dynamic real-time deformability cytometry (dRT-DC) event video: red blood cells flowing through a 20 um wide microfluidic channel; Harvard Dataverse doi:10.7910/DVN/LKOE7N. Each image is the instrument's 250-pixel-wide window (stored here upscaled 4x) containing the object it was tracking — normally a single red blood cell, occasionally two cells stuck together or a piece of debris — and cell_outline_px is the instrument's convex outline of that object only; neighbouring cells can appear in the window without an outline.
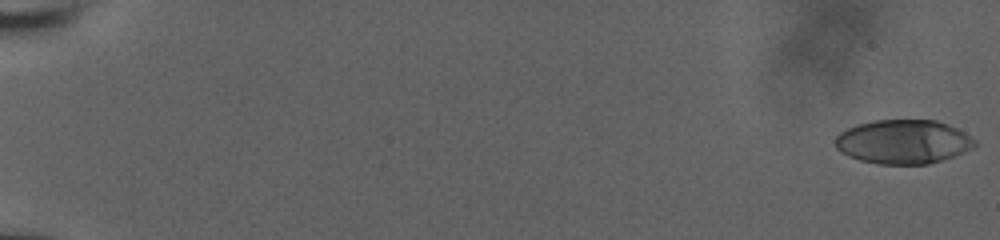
{"species": "human", "species_latin": "Homo sapiens", "temperature_condition": "room temperature", "stored_images_in_passage": 58, "camera_frame_rate_fps": 3000, "um_per_image_px": 0.085, "donor": {"sex": "male"}, "frame": {"image": 1, "passage_image": 1, "time_ms": 0.0, "image_size_px": [1000, 240], "cell_outline_px": [[976, 144], [972, 148], [964, 152], [928, 164], [876, 164], [860, 160], [848, 156], [840, 152], [836, 148], [836, 136], [840, 132], [856, 124], [872, 120], [936, 120], [956, 128], [964, 132], [976, 140]], "centroid_in_image_um": [76.75, 12.05], "position_along_channel_um": 8.3, "area_um2": 35.78}}
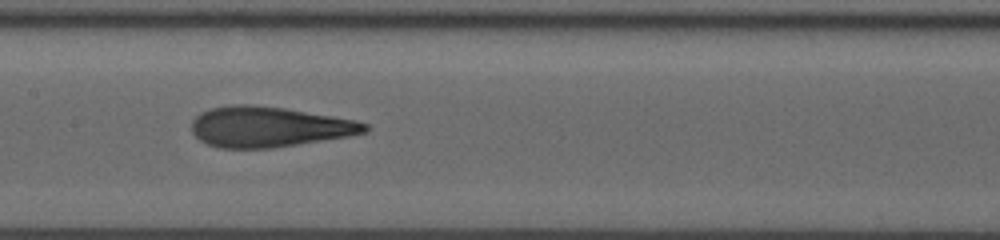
{"frame": {"image": 2, "passage_image": 32, "time_ms": 10.333, "image_size_px": [1000, 240], "cell_outline_px": [[368, 132], [348, 136], [272, 148], [220, 148], [208, 144], [200, 140], [192, 132], [192, 120], [200, 112], [212, 108], [228, 104], [248, 104], [284, 108], [356, 120], [368, 124]], "centroid_in_image_um": [22.84, 10.78], "position_along_channel_um": 184.6, "area_um2": 40.69}}
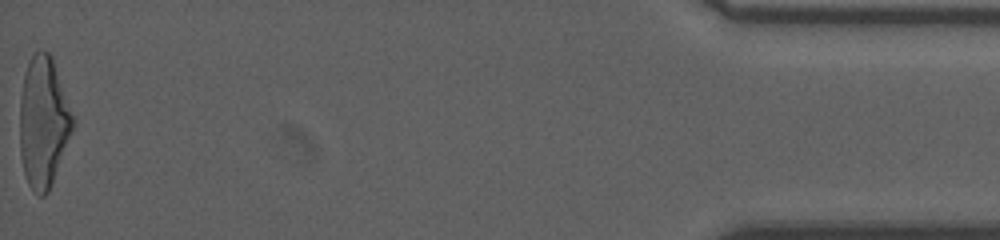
{"frame": {"image": 3, "passage_image": 58, "time_ms": 19.0, "image_size_px": [1000, 240], "cell_outline_px": [[76, 124], [48, 192], [44, 196], [36, 196], [28, 184], [24, 172], [20, 156], [20, 100], [24, 72], [28, 60], [32, 52], [40, 48], [48, 52], [52, 56], [76, 120]], "centroid_in_image_um": [3.7, 10.34], "position_along_channel_um": 431.5, "area_um2": 41.15}, "authors_computed_cell_mechanics": {"area_um2": 39.6219, "velocity_mm_per_s": 3.8465, "shape_relaxation_time_tau1_ms": 5.9016, "shape_relaxation_time_tau2_ms": 1.2055, "deformation_change_tau1": 0.2168, "deformation_change_tau2": 0.1073}}